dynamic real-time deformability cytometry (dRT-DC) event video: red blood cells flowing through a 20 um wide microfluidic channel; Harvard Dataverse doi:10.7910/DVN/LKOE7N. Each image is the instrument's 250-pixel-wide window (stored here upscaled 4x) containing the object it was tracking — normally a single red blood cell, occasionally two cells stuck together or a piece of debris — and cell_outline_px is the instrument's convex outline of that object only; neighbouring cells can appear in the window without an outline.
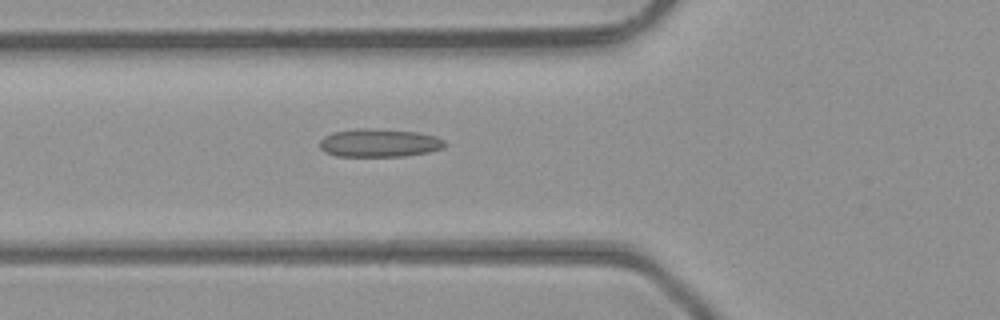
{"species": "common noctule bat (a hibernating species)", "species_latin": "Nyctalus noctula", "temperature_condition": "room temperature", "stored_images_in_passage": 16, "camera_frame_rate_fps": 3000, "um_per_image_px": 0.085, "animal": {"sex": "male", "body_mass_g": 23.1, "forearm_length_mm": 52.7}, "frame": {"image": 1, "passage_image": 2, "time_ms": 0.333, "image_size_px": [1000, 320], "cell_outline_px": [[448, 144], [444, 148], [428, 152], [404, 156], [336, 156], [324, 152], [320, 148], [320, 140], [324, 136], [332, 132], [356, 128], [376, 128], [416, 132], [436, 136], [444, 140]], "centroid_in_image_um": [32.23, 12.14], "position_along_channel_um": 93.6, "area_um2": 20.81}}
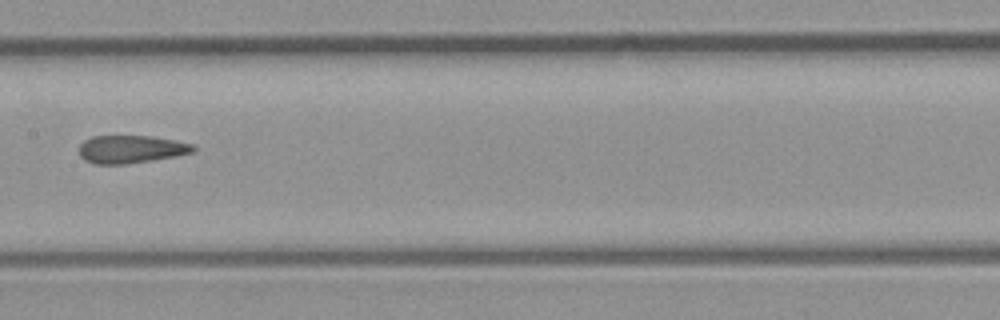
{"frame": {"image": 2, "passage_image": 9, "time_ms": 2.667, "image_size_px": [1000, 320], "cell_outline_px": [[196, 148], [192, 152], [176, 156], [152, 160], [124, 164], [96, 164], [84, 160], [80, 156], [80, 144], [84, 140], [92, 136], [152, 136], [176, 140], [192, 144]], "centroid_in_image_um": [11.12, 12.68], "position_along_channel_um": 196.3, "area_um2": 18.5}}
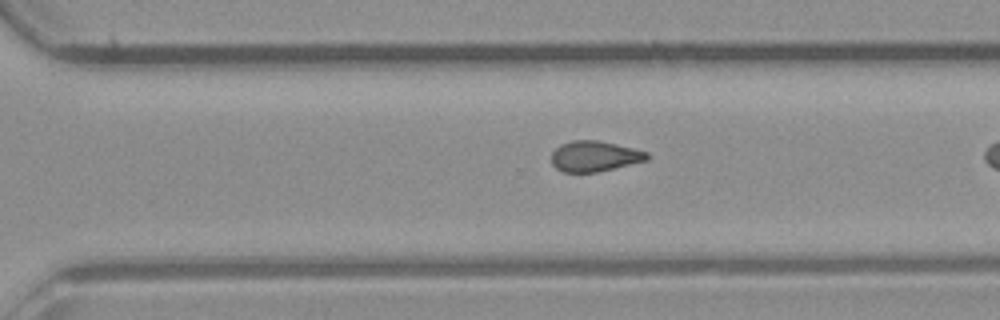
{"frame": {"image": 3, "passage_image": 15, "time_ms": 4.667, "image_size_px": [1000, 320], "cell_outline_px": [[648, 160], [596, 172], [564, 172], [556, 168], [552, 164], [552, 152], [560, 144], [572, 140], [596, 140], [616, 144], [648, 152]], "centroid_in_image_um": [50.52, 13.27], "position_along_channel_um": 320.1, "area_um2": 16.88}}